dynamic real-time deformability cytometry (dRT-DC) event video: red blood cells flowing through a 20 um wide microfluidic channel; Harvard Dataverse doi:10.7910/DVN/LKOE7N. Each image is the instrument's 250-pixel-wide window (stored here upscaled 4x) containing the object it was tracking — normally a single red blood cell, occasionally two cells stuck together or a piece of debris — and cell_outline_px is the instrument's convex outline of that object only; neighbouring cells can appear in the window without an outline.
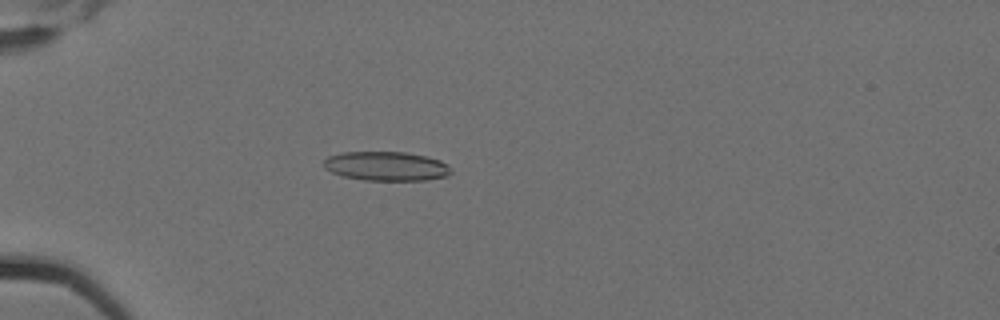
{"species": "Egyptian fruit bat (a non-hibernating species)", "species_latin": "Rousettus aegyptiacus", "temperature_condition": "cold", "stored_images_in_passage": 5, "camera_frame_rate_fps": 3000, "um_per_image_px": 0.085, "animal": {"sex": "female"}, "frame": {"image": 1, "passage_image": 5, "time_ms": 1.333, "image_size_px": [1000, 320], "cell_outline_px": [[452, 172], [448, 176], [428, 180], [364, 180], [344, 176], [332, 172], [324, 168], [324, 160], [328, 156], [340, 152], [404, 152], [424, 156], [440, 160]], "centroid_in_image_um": [32.8, 14.12], "position_along_channel_um": 52.2, "area_um2": 21.5}}